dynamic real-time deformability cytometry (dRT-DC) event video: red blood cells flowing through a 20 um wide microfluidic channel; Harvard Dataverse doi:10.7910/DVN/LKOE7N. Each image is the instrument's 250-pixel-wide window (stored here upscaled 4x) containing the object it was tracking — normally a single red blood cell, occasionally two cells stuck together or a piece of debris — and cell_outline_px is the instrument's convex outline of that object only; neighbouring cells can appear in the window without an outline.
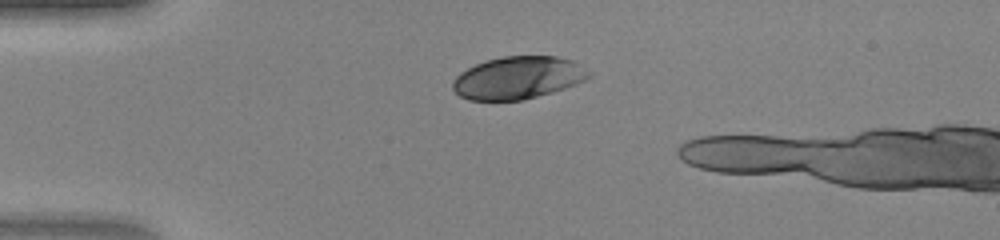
{"species": "human", "species_latin": "Homo sapiens", "temperature_condition": "warm", "stored_images_in_passage": 31, "camera_frame_rate_fps": 3000, "um_per_image_px": 0.085, "donor": {"sex": "female"}, "frame": {"image": 1, "passage_image": 1, "time_ms": 0.0, "image_size_px": [1000, 240], "cell_outline_px": [[592, 76], [576, 84], [552, 92], [524, 100], [468, 100], [460, 96], [452, 88], [452, 80], [460, 72], [476, 64], [488, 60], [504, 56], [556, 56], [572, 60], [592, 72]], "centroid_in_image_um": [44.03, 6.61], "position_along_channel_um": 41.0, "area_um2": 33.76}}
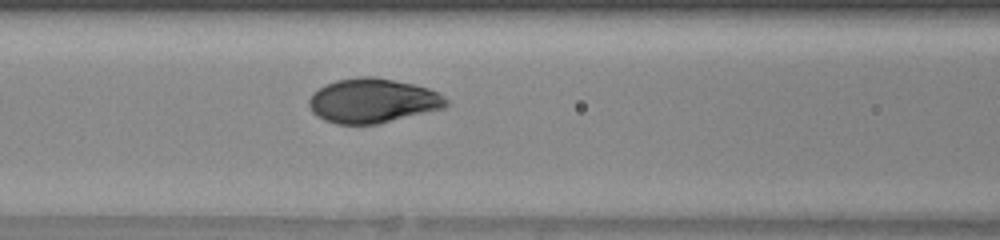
{"frame": {"image": 2, "passage_image": 10, "time_ms": 3.0, "image_size_px": [1000, 240], "cell_outline_px": [[452, 104], [444, 108], [380, 124], [336, 124], [324, 120], [316, 116], [312, 112], [308, 104], [308, 100], [312, 92], [324, 84], [336, 80], [356, 76], [372, 76], [416, 84], [428, 88], [444, 96]], "centroid_in_image_um": [31.67, 8.56], "position_along_channel_um": 134.9, "area_um2": 36.13}}
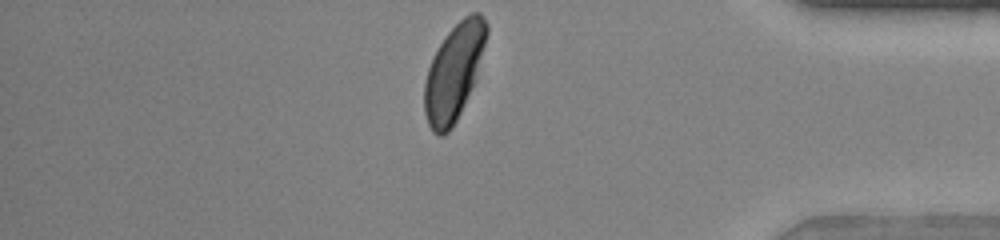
{"frame": {"image": 3, "passage_image": 30, "time_ms": 9.667, "image_size_px": [1000, 240], "cell_outline_px": [[488, 32], [476, 80], [452, 128], [448, 132], [440, 136], [436, 136], [432, 132], [428, 124], [424, 112], [424, 84], [428, 68], [444, 36], [464, 16], [472, 12], [480, 12], [484, 16], [488, 24]], "centroid_in_image_um": [38.59, 6.13], "position_along_channel_um": 396.6, "area_um2": 34.85}}